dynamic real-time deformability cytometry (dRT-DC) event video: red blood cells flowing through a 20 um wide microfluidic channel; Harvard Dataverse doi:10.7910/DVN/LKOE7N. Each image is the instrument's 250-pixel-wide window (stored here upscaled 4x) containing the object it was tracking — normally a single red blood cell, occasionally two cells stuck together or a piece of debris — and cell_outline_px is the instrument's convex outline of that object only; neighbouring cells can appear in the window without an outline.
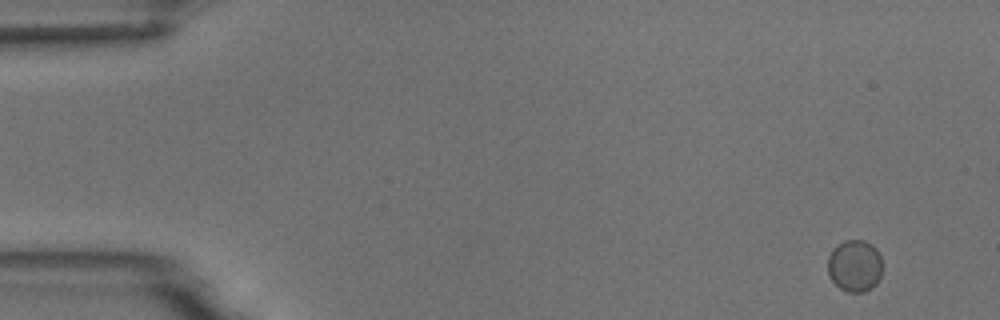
{"species": "common noctule bat (a hibernating species)", "species_latin": "Nyctalus noctula", "temperature_condition": "room temperature", "stored_images_in_passage": 5, "camera_frame_rate_fps": 3000, "um_per_image_px": 0.085, "animal": {"sex": "male", "body_mass_g": 18.8}, "frame": {"image": 1, "passage_image": 1, "time_ms": 0.0, "image_size_px": [1000, 320], "cell_outline_px": [[880, 276], [876, 284], [872, 288], [864, 292], [848, 292], [840, 288], [828, 276], [828, 256], [832, 248], [844, 240], [864, 240], [872, 244], [876, 248], [880, 256]], "centroid_in_image_um": [72.63, 22.58], "position_along_channel_um": 12.4, "area_um2": 16.59}}
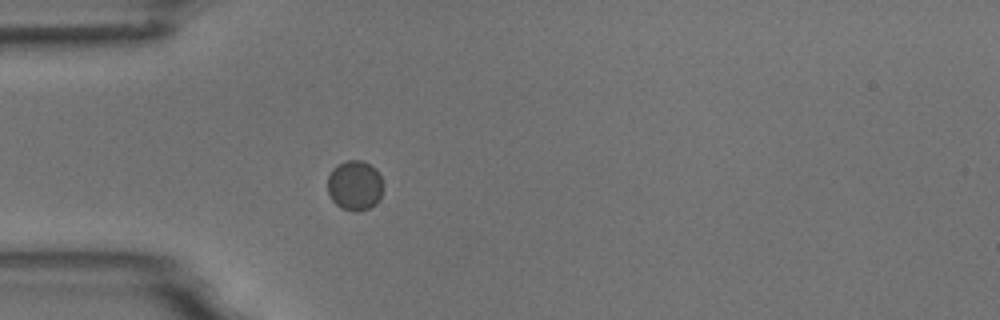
{"frame": {"image": 2, "passage_image": 5, "time_ms": 4.333, "image_size_px": [1000, 320], "cell_outline_px": [[384, 188], [376, 204], [368, 208], [356, 212], [352, 212], [340, 208], [332, 200], [328, 192], [328, 176], [332, 168], [348, 160], [360, 160], [376, 168], [380, 176]], "centroid_in_image_um": [30.16, 15.78], "position_along_channel_um": 54.8, "area_um2": 16.24}}